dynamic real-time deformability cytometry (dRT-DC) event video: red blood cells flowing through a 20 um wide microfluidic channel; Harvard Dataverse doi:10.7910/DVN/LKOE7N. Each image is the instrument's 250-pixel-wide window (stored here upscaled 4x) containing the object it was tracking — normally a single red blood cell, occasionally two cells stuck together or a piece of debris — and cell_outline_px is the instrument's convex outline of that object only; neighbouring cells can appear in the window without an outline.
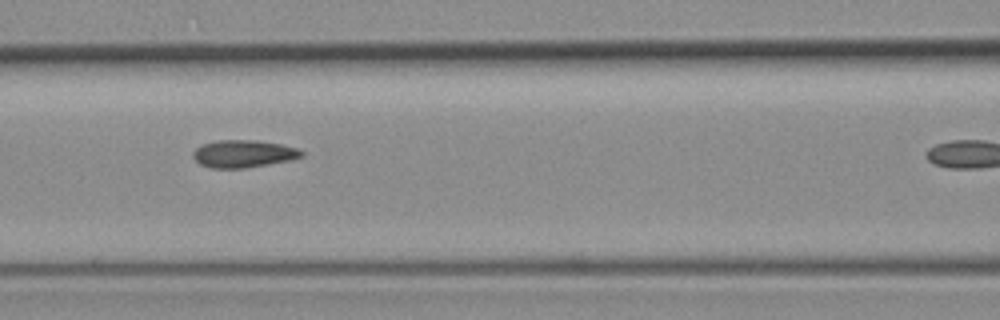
{"species": "common noctule bat (a hibernating species)", "species_latin": "Nyctalus noctula", "temperature_condition": "room temperature", "stored_images_in_passage": 6, "camera_frame_rate_fps": 3000, "um_per_image_px": 0.085, "animal": {"sex": "female", "body_mass_g": 19.3, "forearm_length_mm": 54.1}, "frame": {"image": 1, "passage_image": 5, "time_ms": 4.667, "image_size_px": [1000, 320], "cell_outline_px": [[304, 156], [292, 160], [244, 168], [212, 168], [200, 164], [192, 156], [192, 152], [200, 144], [216, 140], [256, 140], [280, 144], [296, 148], [304, 152]], "centroid_in_image_um": [20.67, 13.06], "position_along_channel_um": 145.9, "area_um2": 17.46}}